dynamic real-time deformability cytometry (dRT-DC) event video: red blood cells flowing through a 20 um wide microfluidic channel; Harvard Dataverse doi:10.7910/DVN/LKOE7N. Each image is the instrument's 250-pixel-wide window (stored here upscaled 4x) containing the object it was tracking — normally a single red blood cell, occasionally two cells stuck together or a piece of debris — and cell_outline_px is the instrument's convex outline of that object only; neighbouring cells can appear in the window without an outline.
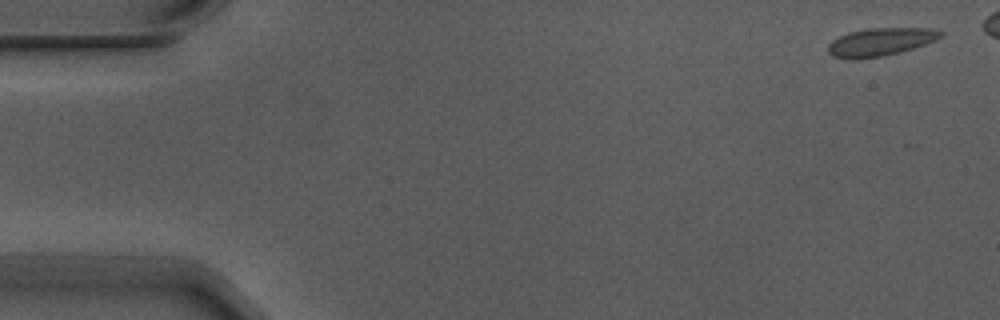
{"species": "Egyptian fruit bat (a non-hibernating species)", "species_latin": "Rousettus aegyptiacus", "temperature_condition": "warm", "stored_images_in_passage": 6, "camera_frame_rate_fps": 3000, "um_per_image_px": 0.085, "animal": {"sex": "male"}, "frame": {"image": 1, "passage_image": 1, "time_ms": 0.0, "image_size_px": [1000, 320], "cell_outline_px": [[944, 36], [936, 40], [900, 52], [884, 56], [856, 60], [848, 60], [832, 56], [828, 52], [828, 44], [832, 40], [848, 32], [868, 28], [932, 28], [944, 32]], "centroid_in_image_um": [74.82, 3.57], "position_along_channel_um": 10.2, "area_um2": 18.61}}